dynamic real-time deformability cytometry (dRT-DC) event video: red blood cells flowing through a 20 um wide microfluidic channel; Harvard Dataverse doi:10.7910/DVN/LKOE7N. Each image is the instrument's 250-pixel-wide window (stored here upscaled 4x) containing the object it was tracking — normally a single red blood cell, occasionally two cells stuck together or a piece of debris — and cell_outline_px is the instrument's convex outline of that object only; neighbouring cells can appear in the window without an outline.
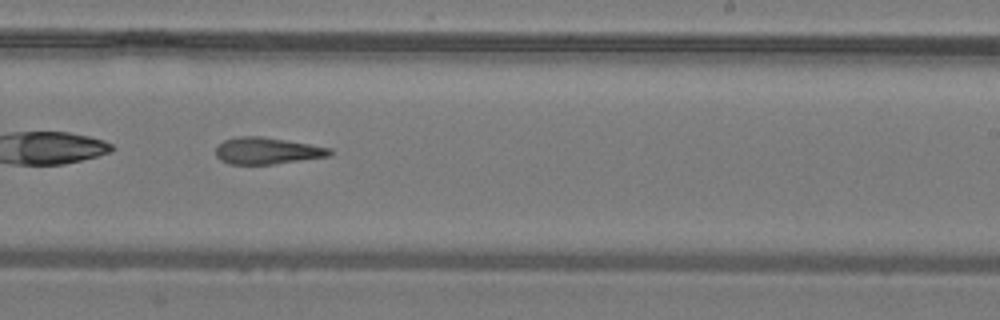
{"species": "common noctule bat (a hibernating species)", "species_latin": "Nyctalus noctula", "temperature_condition": "warm", "stored_images_in_passage": 30, "camera_frame_rate_fps": 3000, "um_per_image_px": 0.085, "animal": {"sex": "male", "body_mass_g": 19.2, "forearm_length_mm": 51.8}, "frame": {"image": 1, "passage_image": 18, "time_ms": 5.667, "image_size_px": [1000, 320], "cell_outline_px": [[332, 156], [272, 164], [228, 164], [220, 160], [216, 156], [216, 144], [224, 140], [236, 136], [260, 136], [332, 148]], "centroid_in_image_um": [22.67, 12.82], "position_along_channel_um": 266.3, "area_um2": 17.8}}